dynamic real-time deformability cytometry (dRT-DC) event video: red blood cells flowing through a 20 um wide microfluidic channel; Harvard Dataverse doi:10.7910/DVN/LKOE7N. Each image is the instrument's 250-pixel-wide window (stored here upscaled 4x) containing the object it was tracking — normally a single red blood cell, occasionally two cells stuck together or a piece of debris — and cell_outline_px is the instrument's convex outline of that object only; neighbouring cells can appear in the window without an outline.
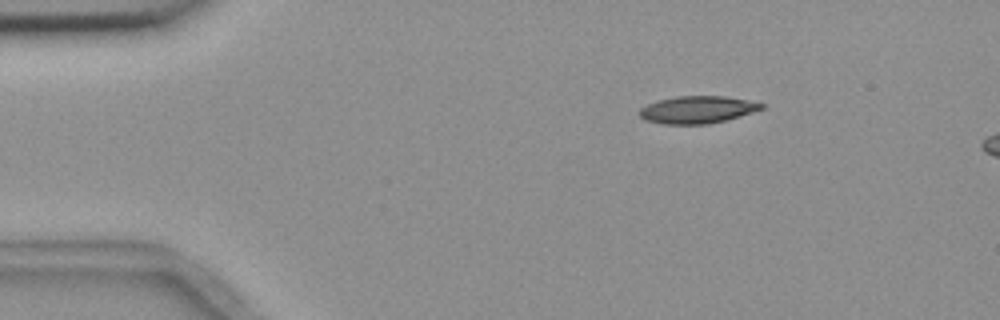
{"species": "common noctule bat (a hibernating species)", "species_latin": "Nyctalus noctula", "temperature_condition": "room temperature", "stored_images_in_passage": 3, "camera_frame_rate_fps": 3000, "um_per_image_px": 0.085, "animal": {"sex": "female", "body_mass_g": 18.4}, "frame": {"image": 1, "passage_image": 1, "time_ms": 0.0, "image_size_px": [1000, 320], "cell_outline_px": [[764, 108], [728, 120], [708, 124], [664, 124], [644, 120], [636, 112], [640, 108], [648, 104], [660, 100], [676, 96], [728, 96], [748, 100], [764, 104]], "centroid_in_image_um": [59.26, 9.32], "position_along_channel_um": 25.7, "area_um2": 19.54}}